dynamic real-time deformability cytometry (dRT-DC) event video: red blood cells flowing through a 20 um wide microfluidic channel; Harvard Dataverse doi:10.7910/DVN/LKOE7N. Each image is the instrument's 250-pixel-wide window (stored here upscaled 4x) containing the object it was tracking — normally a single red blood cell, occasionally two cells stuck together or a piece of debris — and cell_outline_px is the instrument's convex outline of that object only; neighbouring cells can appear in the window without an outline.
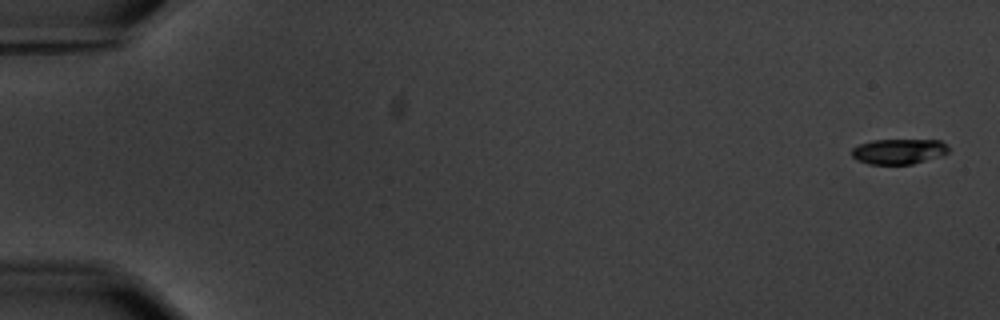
{"species": "common noctule bat (a hibernating species)", "species_latin": "Nyctalus noctula", "temperature_condition": "warm", "stored_images_in_passage": 2, "camera_frame_rate_fps": 3000, "um_per_image_px": 0.085, "animal": {"sex": "male", "body_mass_g": 20.1, "forearm_length_mm": 53.5}, "frame": {"image": 1, "passage_image": 2, "time_ms": 2.0, "image_size_px": [1000, 320], "cell_outline_px": [[948, 152], [944, 156], [912, 164], [868, 164], [856, 160], [852, 156], [852, 148], [860, 144], [872, 140], [940, 140], [948, 148]], "centroid_in_image_um": [76.39, 12.88], "position_along_channel_um": 8.6, "area_um2": 14.33}}